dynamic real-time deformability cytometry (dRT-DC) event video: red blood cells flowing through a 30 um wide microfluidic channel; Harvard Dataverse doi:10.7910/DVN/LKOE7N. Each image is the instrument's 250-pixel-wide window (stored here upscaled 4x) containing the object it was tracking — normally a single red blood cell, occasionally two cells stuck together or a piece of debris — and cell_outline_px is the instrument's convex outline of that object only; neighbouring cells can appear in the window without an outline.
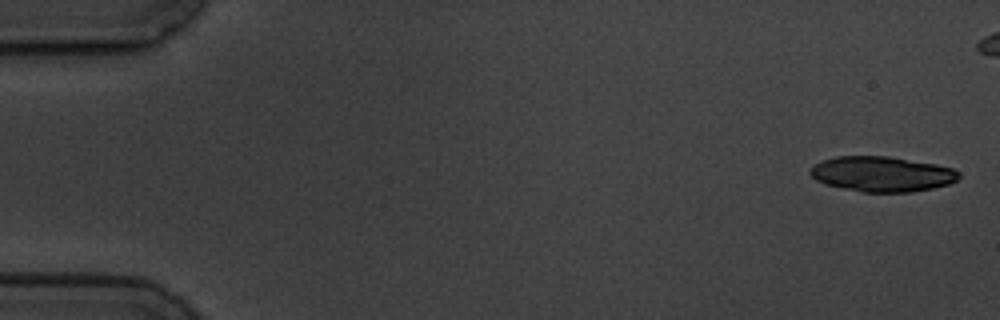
{"species": "common noctule bat (a hibernating species)", "species_latin": "Nyctalus noctula", "temperature_condition": "cold", "stored_images_in_passage": 7, "camera_frame_rate_fps": 3000, "um_per_image_px": 0.085, "animal": {"sex": "male", "body_mass_g": 19.5, "forearm_length_mm": 54.6}, "frame": {"image": 1, "passage_image": 1, "time_ms": 0.0, "image_size_px": [1000, 320], "cell_outline_px": [[960, 176], [956, 180], [948, 184], [932, 188], [912, 192], [860, 192], [824, 184], [816, 180], [808, 172], [816, 164], [824, 160], [836, 156], [888, 156], [936, 164], [952, 168], [960, 172]], "centroid_in_image_um": [74.96, 14.79], "position_along_channel_um": 10.0, "area_um2": 30.46}}
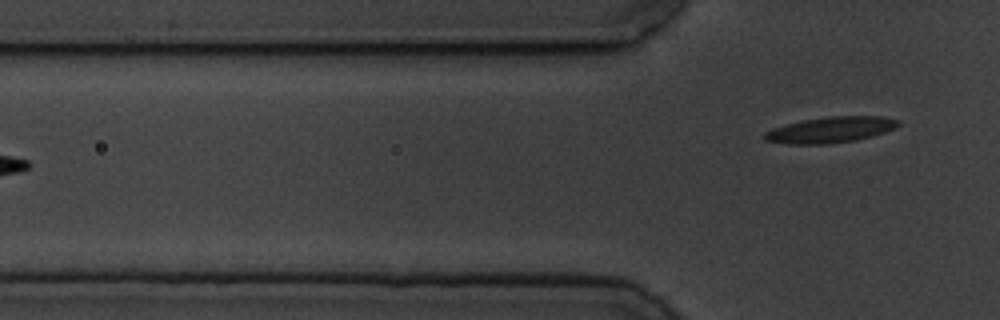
{"frame": {"image": 2, "passage_image": 7, "time_ms": 7.333, "image_size_px": [1000, 320], "cell_outline_px": [[900, 124], [884, 132], [872, 136], [856, 140], [828, 144], [788, 144], [764, 140], [764, 132], [772, 128], [804, 120], [828, 116], [880, 116], [900, 120]], "centroid_in_image_um": [70.58, 11.03], "position_along_channel_um": 55.2, "area_um2": 20.06}}